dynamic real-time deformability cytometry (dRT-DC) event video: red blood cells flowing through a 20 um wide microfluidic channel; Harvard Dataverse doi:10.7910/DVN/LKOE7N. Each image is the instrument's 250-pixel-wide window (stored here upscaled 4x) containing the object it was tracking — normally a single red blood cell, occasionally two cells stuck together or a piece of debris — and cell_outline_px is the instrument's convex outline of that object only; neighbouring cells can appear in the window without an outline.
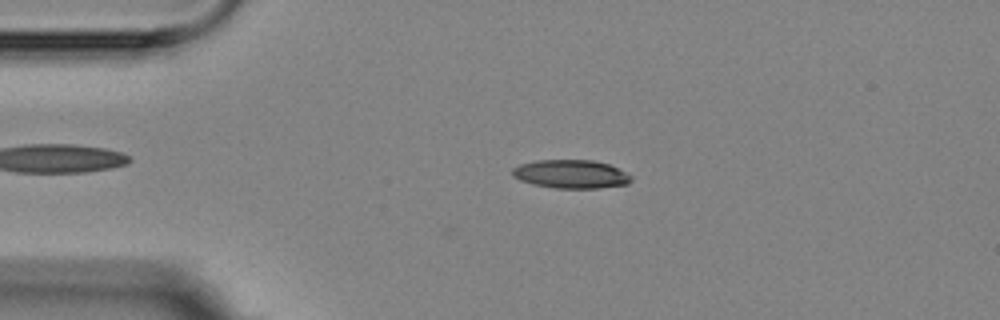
{"species": "Egyptian fruit bat (a non-hibernating species)", "species_latin": "Rousettus aegyptiacus", "temperature_condition": "room temperature", "stored_images_in_passage": 4, "camera_frame_rate_fps": 3000, "um_per_image_px": 0.085, "animal": {"sex": "female"}, "frame": {"image": 1, "passage_image": 3, "time_ms": 2.333, "image_size_px": [1000, 320], "cell_outline_px": [[632, 180], [628, 184], [600, 188], [556, 188], [532, 184], [520, 180], [512, 176], [512, 168], [520, 164], [536, 160], [592, 160], [608, 164], [632, 176]], "centroid_in_image_um": [48.51, 14.8], "position_along_channel_um": 36.5, "area_um2": 19.71}}